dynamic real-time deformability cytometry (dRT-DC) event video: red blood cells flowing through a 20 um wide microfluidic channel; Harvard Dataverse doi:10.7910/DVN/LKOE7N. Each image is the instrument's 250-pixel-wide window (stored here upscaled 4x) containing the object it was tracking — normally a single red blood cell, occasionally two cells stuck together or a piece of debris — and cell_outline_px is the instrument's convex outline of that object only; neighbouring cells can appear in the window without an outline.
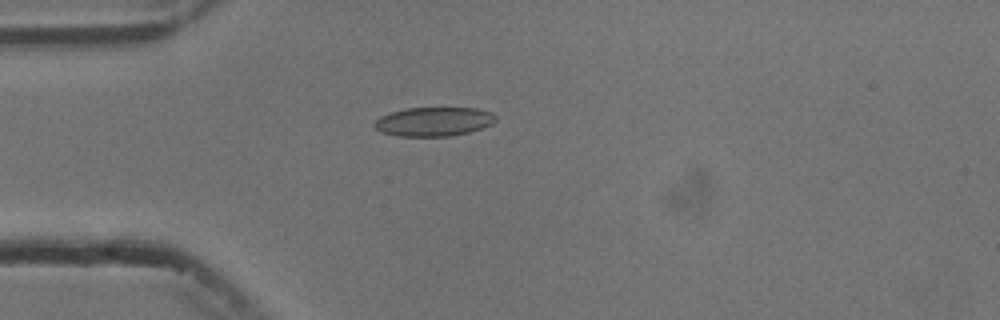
{"species": "common noctule bat (a hibernating species)", "species_latin": "Nyctalus noctula", "temperature_condition": "cold", "stored_images_in_passage": 4, "camera_frame_rate_fps": 3000, "um_per_image_px": 0.085, "animal": {"sex": "male", "body_mass_g": 13.3}, "frame": {"image": 1, "passage_image": 3, "time_ms": 2.333, "image_size_px": [1000, 320], "cell_outline_px": [[496, 120], [492, 124], [484, 128], [468, 132], [448, 136], [396, 136], [380, 132], [372, 124], [380, 116], [404, 108], [476, 108], [492, 112], [496, 116]], "centroid_in_image_um": [36.87, 10.33], "position_along_channel_um": 48.1, "area_um2": 20.63}}